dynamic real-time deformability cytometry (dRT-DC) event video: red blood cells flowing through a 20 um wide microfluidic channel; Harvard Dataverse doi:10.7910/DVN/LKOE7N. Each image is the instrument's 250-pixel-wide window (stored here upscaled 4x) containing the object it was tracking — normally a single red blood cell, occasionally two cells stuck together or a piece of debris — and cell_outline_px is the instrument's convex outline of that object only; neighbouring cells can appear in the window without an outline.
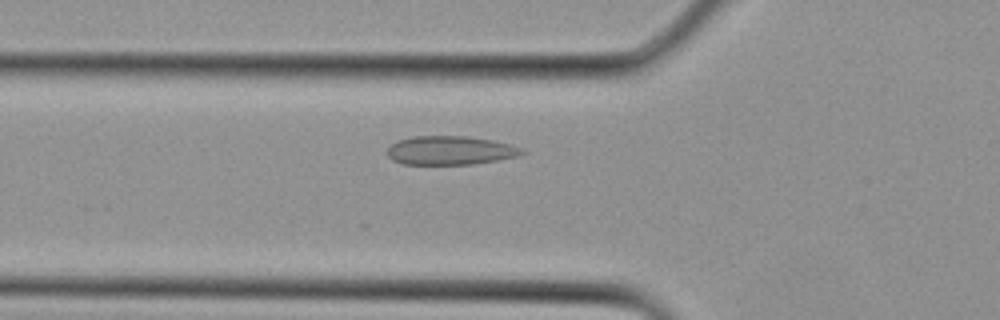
{"species": "Egyptian fruit bat (a non-hibernating species)", "species_latin": "Rousettus aegyptiacus", "temperature_condition": "cold", "stored_images_in_passage": 20, "camera_frame_rate_fps": 3000, "um_per_image_px": 0.085, "animal": {"sex": "female"}, "frame": {"image": 1, "passage_image": 3, "time_ms": 0.667, "image_size_px": [1000, 320], "cell_outline_px": [[528, 152], [520, 156], [472, 164], [400, 164], [392, 160], [388, 156], [388, 148], [392, 144], [400, 140], [412, 136], [468, 136], [492, 140], [508, 144], [520, 148]], "centroid_in_image_um": [38.28, 12.79], "position_along_channel_um": 87.5, "area_um2": 22.54}}
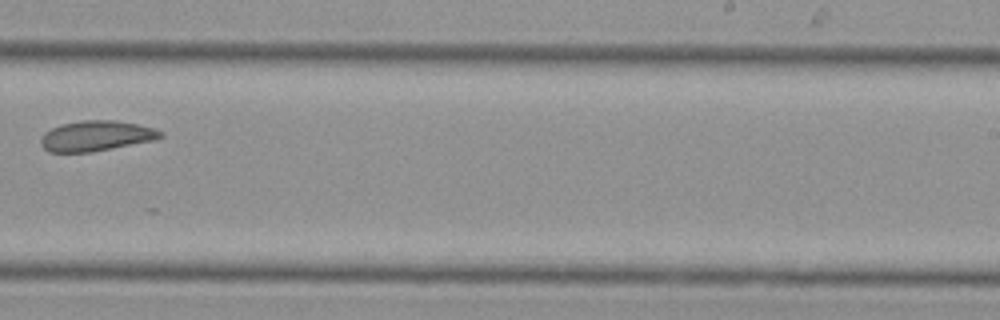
{"frame": {"image": 2, "passage_image": 12, "time_ms": 3.667, "image_size_px": [1000, 320], "cell_outline_px": [[164, 136], [156, 140], [92, 152], [48, 152], [44, 148], [40, 140], [44, 132], [60, 124], [80, 120], [116, 120], [156, 128], [164, 132]], "centroid_in_image_um": [8.21, 11.55], "position_along_channel_um": 280.8, "area_um2": 21.39}}
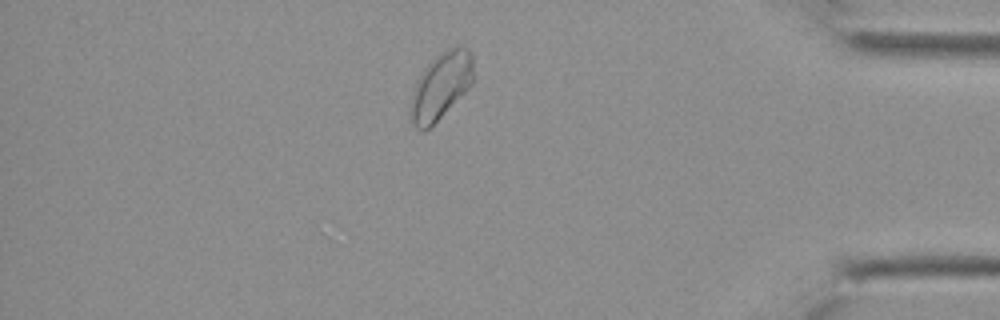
{"frame": {"image": 3, "passage_image": 19, "time_ms": 6.0, "image_size_px": [1000, 320], "cell_outline_px": [[472, 84], [428, 128], [416, 128], [412, 124], [412, 92], [416, 80], [424, 68], [440, 52], [452, 48], [464, 48], [472, 52]], "centroid_in_image_um": [37.47, 7.26], "position_along_channel_um": 397.7, "area_um2": 23.35}}